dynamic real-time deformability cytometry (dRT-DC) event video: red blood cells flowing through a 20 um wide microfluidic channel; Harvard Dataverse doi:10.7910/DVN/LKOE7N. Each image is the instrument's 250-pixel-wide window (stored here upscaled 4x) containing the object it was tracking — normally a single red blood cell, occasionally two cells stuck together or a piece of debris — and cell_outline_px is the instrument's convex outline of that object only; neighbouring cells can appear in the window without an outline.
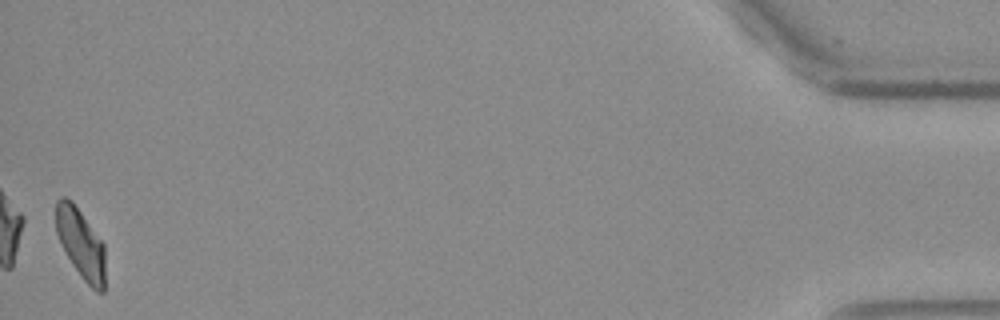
{"species": "Egyptian fruit bat (a non-hibernating species)", "species_latin": "Rousettus aegyptiacus", "temperature_condition": "warm", "stored_images_in_passage": 50, "camera_frame_rate_fps": 3000, "um_per_image_px": 0.085, "frame": {"image": 1, "passage_image": 50, "time_ms": 16.333, "image_size_px": [1000, 320], "cell_outline_px": [[104, 292], [96, 292], [80, 276], [72, 264], [56, 232], [56, 200], [60, 196], [64, 196], [72, 200], [104, 244]], "centroid_in_image_um": [6.86, 20.68], "position_along_channel_um": 428.3, "area_um2": 19.83}, "authors_computed_cell_mechanics": {"area_um2": 21.1837, "velocity_mm_per_s": 3.8051, "shape_relaxation_time_tau1_ms": 8.3304, "shape_relaxation_time_tau2_ms": 2.2343, "deformation_change_tau1": 0.2038, "deformation_change_tau2": 0.0654}}